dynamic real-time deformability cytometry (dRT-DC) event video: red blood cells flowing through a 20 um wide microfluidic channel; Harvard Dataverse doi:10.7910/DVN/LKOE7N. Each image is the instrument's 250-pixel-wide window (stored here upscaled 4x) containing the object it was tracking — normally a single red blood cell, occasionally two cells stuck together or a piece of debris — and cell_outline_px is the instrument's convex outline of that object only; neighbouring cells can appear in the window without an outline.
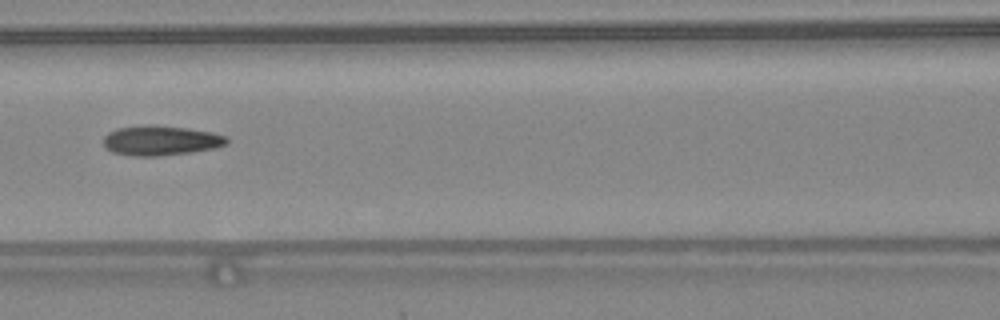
{"species": "common noctule bat (a hibernating species)", "species_latin": "Nyctalus noctula", "temperature_condition": "warm", "stored_images_in_passage": 22, "camera_frame_rate_fps": 3000, "um_per_image_px": 0.085, "animal": {"sex": "female", "body_mass_g": 24.6, "forearm_length_mm": 56.2}, "frame": {"image": 1, "passage_image": 18, "time_ms": 5.667, "image_size_px": [1000, 320], "cell_outline_px": [[228, 144], [216, 148], [192, 152], [156, 156], [132, 156], [112, 152], [104, 144], [104, 136], [108, 132], [116, 128], [188, 128], [212, 132], [228, 136]], "centroid_in_image_um": [13.74, 11.99], "position_along_channel_um": 152.9, "area_um2": 20.58}}